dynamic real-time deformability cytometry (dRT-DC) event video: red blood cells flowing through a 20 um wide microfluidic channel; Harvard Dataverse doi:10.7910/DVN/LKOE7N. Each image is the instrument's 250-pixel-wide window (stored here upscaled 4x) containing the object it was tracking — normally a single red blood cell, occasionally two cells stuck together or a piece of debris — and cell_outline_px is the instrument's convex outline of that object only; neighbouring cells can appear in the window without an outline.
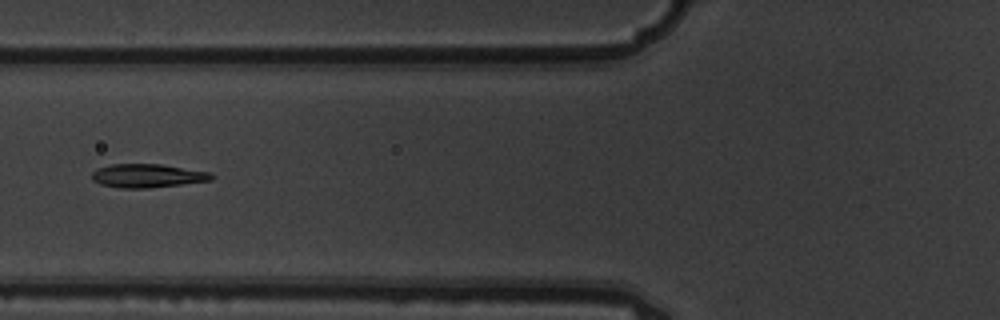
{"species": "common noctule bat (a hibernating species)", "species_latin": "Nyctalus noctula", "temperature_condition": "warm", "stored_images_in_passage": 6, "camera_frame_rate_fps": 3000, "um_per_image_px": 0.085, "animal": {"sex": "male", "body_mass_g": 19.5, "forearm_length_mm": 54.6}, "frame": {"image": 1, "passage_image": 3, "time_ms": 0.667, "image_size_px": [1000, 320], "cell_outline_px": [[216, 176], [212, 180], [148, 188], [120, 188], [100, 184], [92, 180], [92, 172], [96, 168], [112, 164], [160, 164], [208, 172]], "centroid_in_image_um": [12.49, 14.94], "position_along_channel_um": 113.3, "area_um2": 16.36}}
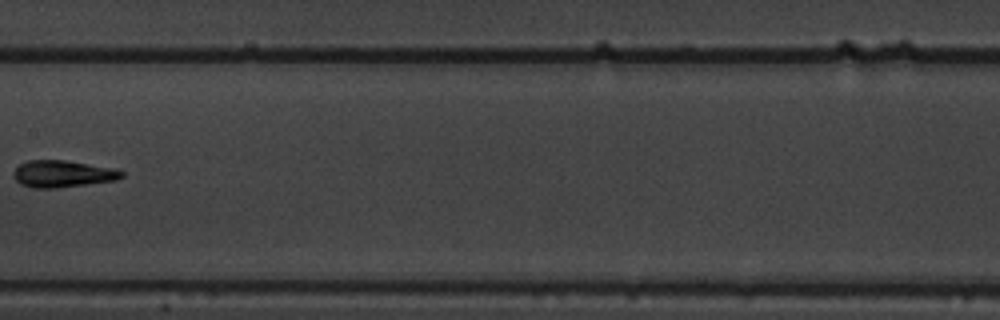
{"frame": {"image": 2, "passage_image": 5, "time_ms": 1.333, "image_size_px": [1000, 320], "cell_outline_px": [[124, 176], [116, 180], [56, 188], [32, 188], [20, 184], [12, 176], [12, 172], [20, 164], [28, 160], [64, 160], [116, 168], [124, 172]], "centroid_in_image_um": [5.31, 14.77], "position_along_channel_um": 202.1, "area_um2": 17.05}}
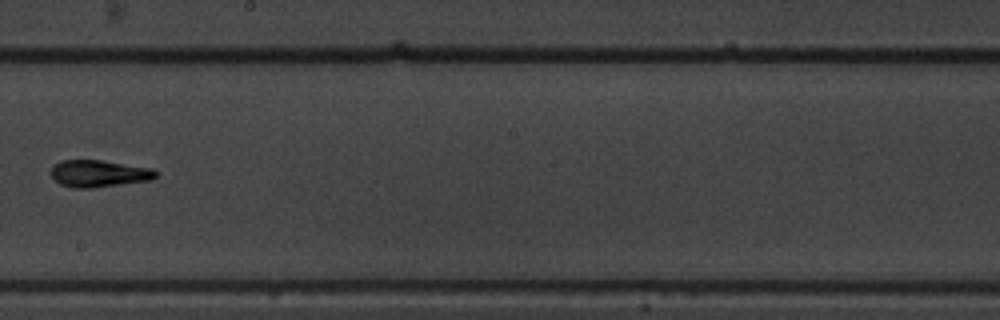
{"frame": {"image": 3, "passage_image": 6, "time_ms": 1.667, "image_size_px": [1000, 320], "cell_outline_px": [[156, 176], [152, 180], [92, 188], [72, 188], [60, 184], [52, 176], [52, 164], [60, 160], [100, 160], [152, 168], [156, 172]], "centroid_in_image_um": [8.38, 14.75], "position_along_channel_um": 239.8, "area_um2": 16.47}}